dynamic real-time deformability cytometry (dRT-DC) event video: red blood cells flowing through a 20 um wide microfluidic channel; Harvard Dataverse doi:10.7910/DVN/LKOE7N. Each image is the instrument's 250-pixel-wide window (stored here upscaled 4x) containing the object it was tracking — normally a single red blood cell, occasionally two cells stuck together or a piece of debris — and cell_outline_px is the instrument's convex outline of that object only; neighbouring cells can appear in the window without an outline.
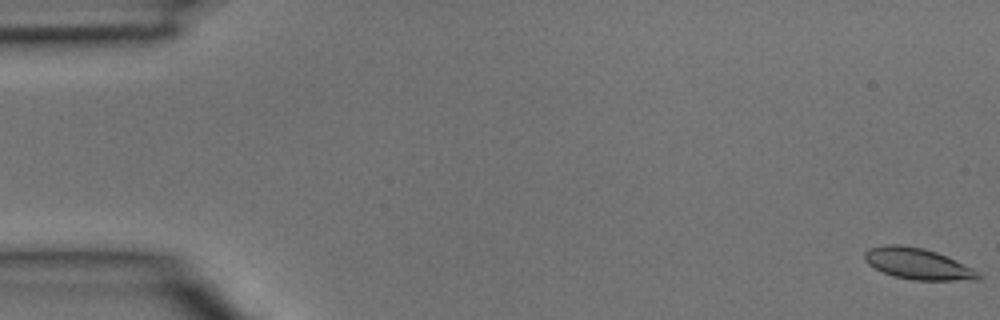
{"species": "common noctule bat (a hibernating species)", "species_latin": "Nyctalus noctula", "temperature_condition": "room temperature", "stored_images_in_passage": 5, "camera_frame_rate_fps": 3000, "um_per_image_px": 0.085, "animal": {"sex": "male", "body_mass_g": 15.6}, "frame": {"image": 1, "passage_image": 1, "time_ms": 0.0, "image_size_px": [1000, 320], "cell_outline_px": [[980, 280], [912, 280], [892, 276], [868, 264], [864, 260], [864, 252], [868, 248], [888, 244], [900, 244], [924, 248], [936, 252], [972, 268], [980, 272]], "centroid_in_image_um": [77.99, 22.42], "position_along_channel_um": 7.0, "area_um2": 20.63}}
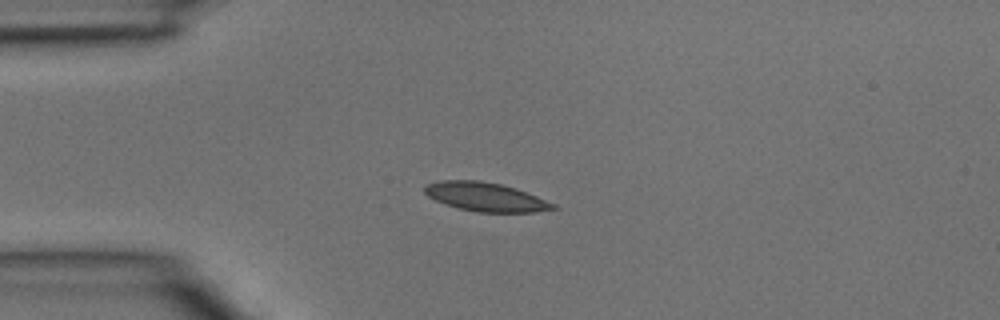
{"frame": {"image": 2, "passage_image": 4, "time_ms": 1.0, "image_size_px": [1000, 320], "cell_outline_px": [[560, 208], [536, 212], [476, 212], [460, 208], [436, 200], [428, 196], [424, 192], [424, 184], [440, 180], [480, 180], [500, 184], [516, 188], [556, 204]], "centroid_in_image_um": [41.29, 16.73], "position_along_channel_um": 43.7, "area_um2": 21.56}}